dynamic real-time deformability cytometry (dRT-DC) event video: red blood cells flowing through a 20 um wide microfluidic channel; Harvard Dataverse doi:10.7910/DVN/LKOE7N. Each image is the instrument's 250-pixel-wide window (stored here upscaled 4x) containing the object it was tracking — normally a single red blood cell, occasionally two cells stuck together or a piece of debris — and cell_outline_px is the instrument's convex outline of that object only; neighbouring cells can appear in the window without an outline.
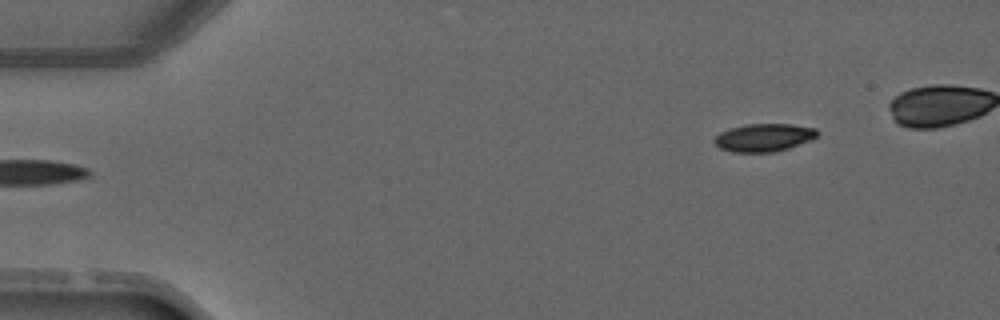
{"species": "common noctule bat (a hibernating species)", "species_latin": "Nyctalus noctula", "temperature_condition": "warm", "stored_images_in_passage": 4, "segment_of_instrument_passage": [2, 2], "camera_frame_rate_fps": 3000, "um_per_image_px": 0.085, "animal": {"sex": "male", "forearm_length_mm": 52.5}, "frame": {"image": 1, "passage_image": 4, "time_ms": 4.333, "image_size_px": [1000, 320], "cell_outline_px": [[820, 132], [812, 140], [776, 152], [732, 152], [720, 148], [712, 140], [720, 132], [732, 128], [748, 124], [792, 124], [816, 128]], "centroid_in_image_um": [64.96, 11.69], "position_along_channel_um": 20.0, "area_um2": 16.76}}